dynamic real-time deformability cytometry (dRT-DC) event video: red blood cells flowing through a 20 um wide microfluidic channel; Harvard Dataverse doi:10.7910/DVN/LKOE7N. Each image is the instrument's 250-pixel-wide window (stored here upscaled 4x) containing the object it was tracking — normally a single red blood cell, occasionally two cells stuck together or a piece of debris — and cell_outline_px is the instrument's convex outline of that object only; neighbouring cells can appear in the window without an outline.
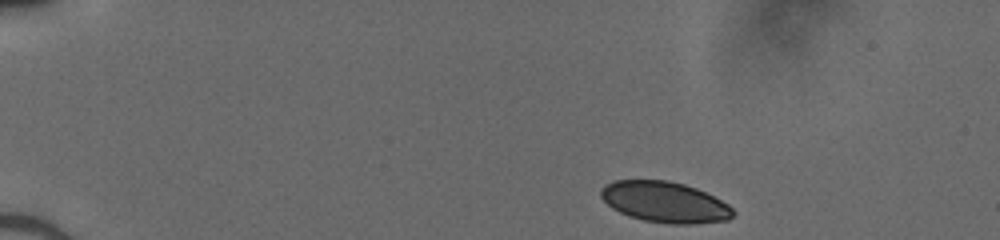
{"species": "human", "species_latin": "Homo sapiens", "temperature_condition": "cold", "stored_images_in_passage": 43, "camera_frame_rate_fps": 3000, "um_per_image_px": 0.085, "donor": {"sex": "male"}, "frame": {"image": 1, "passage_image": 1, "time_ms": 0.0, "image_size_px": [1000, 240], "cell_outline_px": [[736, 212], [728, 220], [692, 224], [668, 224], [644, 220], [628, 216], [612, 208], [600, 196], [600, 188], [604, 184], [616, 180], [668, 180], [684, 184], [696, 188], [728, 204]], "centroid_in_image_um": [56.49, 17.18], "position_along_channel_um": 28.5, "area_um2": 31.5}}
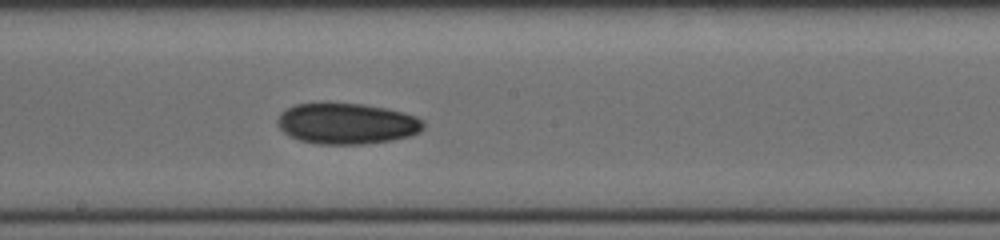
{"frame": {"image": 2, "passage_image": 22, "time_ms": 7.0, "image_size_px": [1000, 240], "cell_outline_px": [[424, 128], [420, 132], [412, 136], [392, 140], [364, 144], [316, 144], [300, 140], [288, 136], [276, 124], [276, 120], [288, 108], [296, 104], [364, 104], [404, 112], [416, 116], [424, 120]], "centroid_in_image_um": [29.52, 10.52], "position_along_channel_um": 218.7, "area_um2": 34.74}}
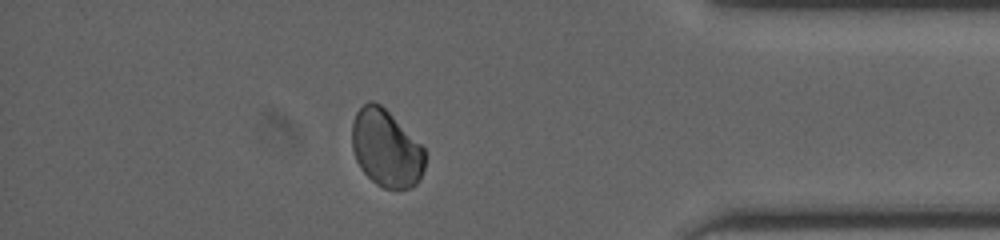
{"frame": {"image": 3, "passage_image": 37, "time_ms": 12.0, "image_size_px": [1000, 240], "cell_outline_px": [[424, 168], [420, 180], [412, 188], [384, 188], [376, 184], [360, 168], [356, 160], [352, 148], [352, 124], [356, 112], [368, 100], [372, 100], [380, 104], [424, 148]], "centroid_in_image_um": [32.8, 12.62], "position_along_channel_um": 402.4, "area_um2": 32.54}}